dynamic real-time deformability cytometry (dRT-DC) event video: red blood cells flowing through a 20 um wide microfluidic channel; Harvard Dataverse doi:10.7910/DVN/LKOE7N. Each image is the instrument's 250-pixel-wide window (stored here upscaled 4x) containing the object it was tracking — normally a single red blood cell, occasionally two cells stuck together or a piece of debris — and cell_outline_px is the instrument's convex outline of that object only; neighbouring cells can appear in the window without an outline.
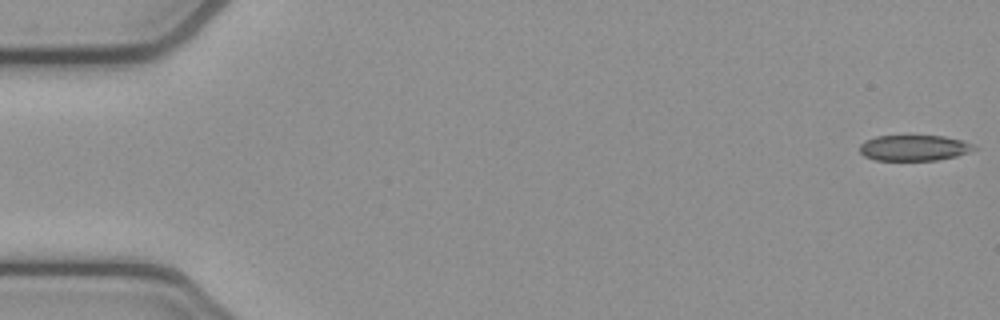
{"species": "common noctule bat (a hibernating species)", "species_latin": "Nyctalus noctula", "temperature_condition": "cold", "stored_images_in_passage": 14, "camera_frame_rate_fps": 3000, "um_per_image_px": 0.085, "animal": {"sex": "female", "body_mass_g": 21.9}, "frame": {"image": 1, "passage_image": 1, "time_ms": 0.0, "image_size_px": [1000, 320], "cell_outline_px": [[980, 148], [956, 156], [936, 160], [876, 160], [864, 156], [860, 152], [860, 144], [864, 140], [876, 136], [944, 136], [964, 140], [976, 144]], "centroid_in_image_um": [77.74, 12.56], "position_along_channel_um": 7.3, "area_um2": 17.34}}
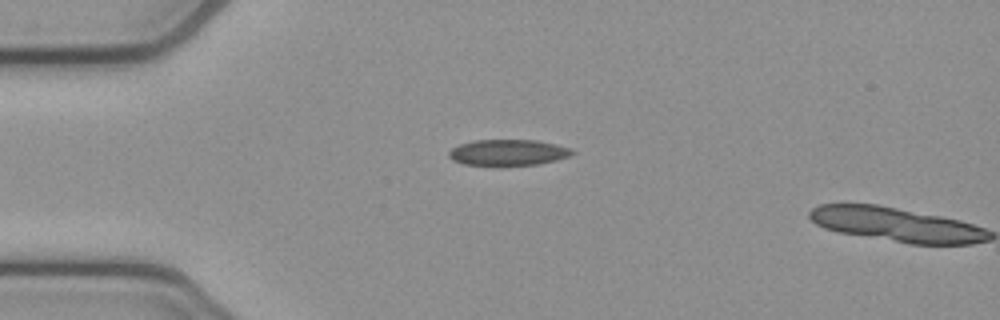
{"frame": {"image": 2, "passage_image": 13, "time_ms": 4.0, "image_size_px": [1000, 320], "cell_outline_px": [[576, 152], [568, 156], [556, 160], [540, 164], [500, 168], [464, 164], [452, 160], [448, 156], [448, 152], [452, 148], [460, 144], [472, 140], [536, 140], [556, 144], [572, 148]], "centroid_in_image_um": [43.17, 13.0], "position_along_channel_um": 41.8, "area_um2": 19.54}}